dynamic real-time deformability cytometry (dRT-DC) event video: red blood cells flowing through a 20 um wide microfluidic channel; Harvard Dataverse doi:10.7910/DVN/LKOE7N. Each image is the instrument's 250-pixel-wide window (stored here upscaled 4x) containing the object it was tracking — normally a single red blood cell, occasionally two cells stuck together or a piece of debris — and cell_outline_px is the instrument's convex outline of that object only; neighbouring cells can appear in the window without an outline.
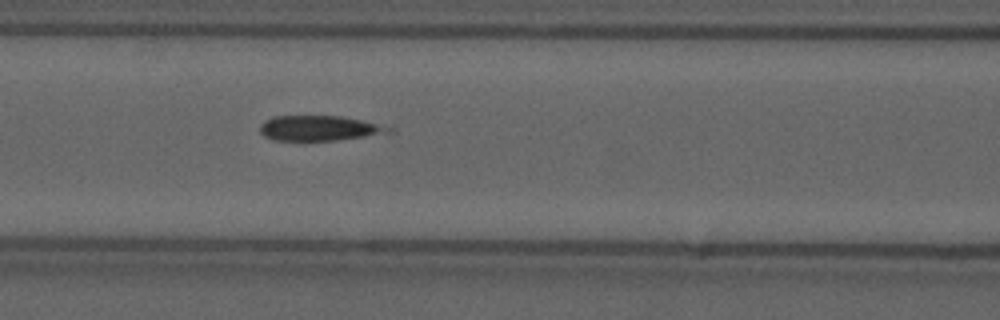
{"species": "common noctule bat (a hibernating species)", "species_latin": "Nyctalus noctula", "temperature_condition": "cold", "stored_images_in_passage": 40, "camera_frame_rate_fps": 3000, "um_per_image_px": 0.085, "animal": {"sex": "male", "forearm_length_mm": 52.5}, "frame": {"image": 1, "passage_image": 19, "time_ms": 6.0, "image_size_px": [1000, 320], "cell_outline_px": [[396, 132], [336, 140], [276, 140], [264, 136], [260, 132], [260, 124], [264, 120], [272, 116], [340, 116], [360, 120], [392, 128]], "centroid_in_image_um": [27.1, 10.89], "position_along_channel_um": 139.5, "area_um2": 18.67}}